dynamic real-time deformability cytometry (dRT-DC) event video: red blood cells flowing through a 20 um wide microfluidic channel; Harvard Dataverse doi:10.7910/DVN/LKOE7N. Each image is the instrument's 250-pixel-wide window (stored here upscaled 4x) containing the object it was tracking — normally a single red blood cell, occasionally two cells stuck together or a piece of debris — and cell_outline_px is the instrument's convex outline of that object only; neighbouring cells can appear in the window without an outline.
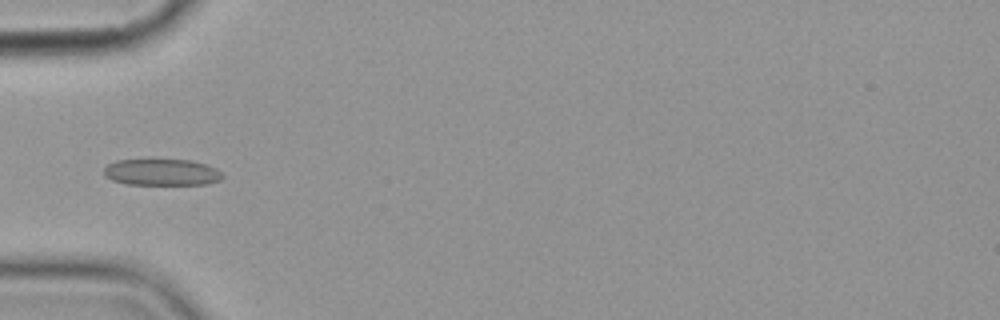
{"species": "common noctule bat (a hibernating species)", "species_latin": "Nyctalus noctula", "temperature_condition": "cold", "stored_images_in_passage": 7, "camera_frame_rate_fps": 3000, "um_per_image_px": 0.085, "animal": {"sex": "female", "body_mass_g": 19.9}, "frame": {"image": 1, "passage_image": 5, "time_ms": 5.333, "image_size_px": [1000, 320], "cell_outline_px": [[224, 176], [220, 180], [208, 184], [128, 184], [112, 180], [104, 176], [104, 168], [108, 164], [116, 160], [156, 156], [192, 160], [208, 164], [216, 168]], "centroid_in_image_um": [13.73, 14.57], "position_along_channel_um": 71.3, "area_um2": 19.42}}
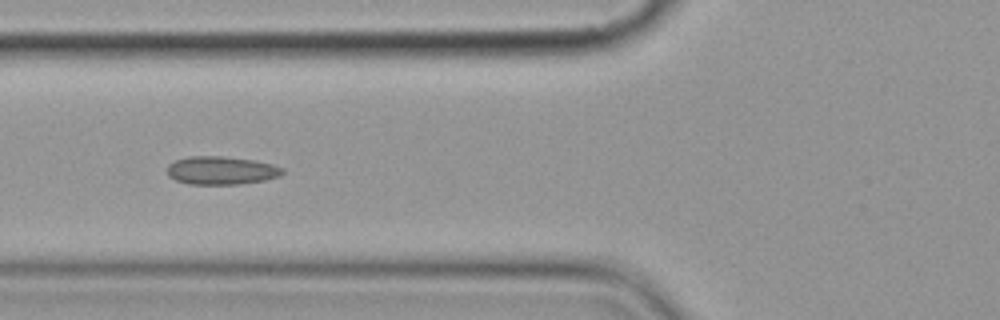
{"frame": {"image": 2, "passage_image": 6, "time_ms": 6.333, "image_size_px": [1000, 320], "cell_outline_px": [[284, 172], [280, 176], [264, 180], [240, 184], [188, 184], [176, 180], [168, 176], [168, 164], [176, 160], [188, 156], [220, 156], [252, 160], [272, 164], [284, 168]], "centroid_in_image_um": [18.8, 14.49], "position_along_channel_um": 107.0, "area_um2": 18.9}}
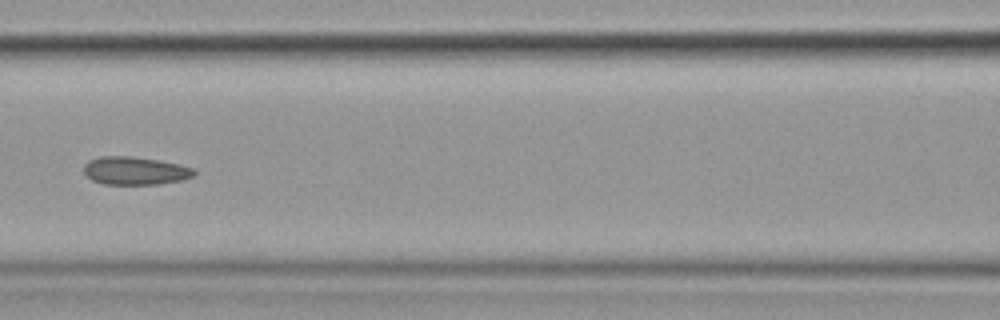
{"frame": {"image": 3, "passage_image": 7, "time_ms": 7.667, "image_size_px": [1000, 320], "cell_outline_px": [[196, 176], [180, 180], [156, 184], [104, 184], [92, 180], [84, 172], [84, 164], [88, 160], [100, 156], [132, 156], [180, 164], [196, 168]], "centroid_in_image_um": [11.5, 14.5], "position_along_channel_um": 155.1, "area_um2": 18.09}}